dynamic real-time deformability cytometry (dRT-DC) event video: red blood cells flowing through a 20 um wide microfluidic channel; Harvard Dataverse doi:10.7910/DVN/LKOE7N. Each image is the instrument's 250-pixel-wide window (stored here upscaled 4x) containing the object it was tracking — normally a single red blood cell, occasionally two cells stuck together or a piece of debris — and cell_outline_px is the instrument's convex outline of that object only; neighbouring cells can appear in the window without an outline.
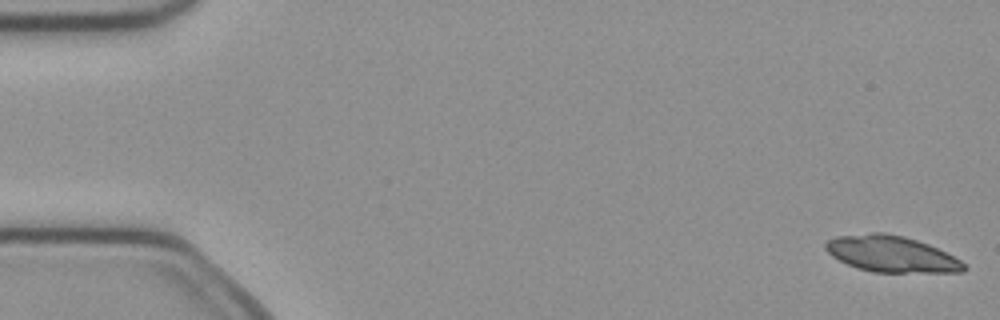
{"species": "common noctule bat (a hibernating species)", "species_latin": "Nyctalus noctula", "temperature_condition": "cold", "stored_images_in_passage": 23, "camera_frame_rate_fps": 3000, "um_per_image_px": 0.085, "animal": {"sex": "female", "body_mass_g": 21.9}, "frame": {"image": 1, "passage_image": 1, "time_ms": 0.0, "image_size_px": [1000, 320], "cell_outline_px": [[968, 268], [964, 272], [872, 272], [856, 268], [832, 256], [824, 248], [824, 244], [828, 240], [836, 236], [872, 232], [884, 232], [904, 236], [928, 244], [960, 260]], "centroid_in_image_um": [75.74, 21.58], "position_along_channel_um": 9.3, "area_um2": 29.13}}